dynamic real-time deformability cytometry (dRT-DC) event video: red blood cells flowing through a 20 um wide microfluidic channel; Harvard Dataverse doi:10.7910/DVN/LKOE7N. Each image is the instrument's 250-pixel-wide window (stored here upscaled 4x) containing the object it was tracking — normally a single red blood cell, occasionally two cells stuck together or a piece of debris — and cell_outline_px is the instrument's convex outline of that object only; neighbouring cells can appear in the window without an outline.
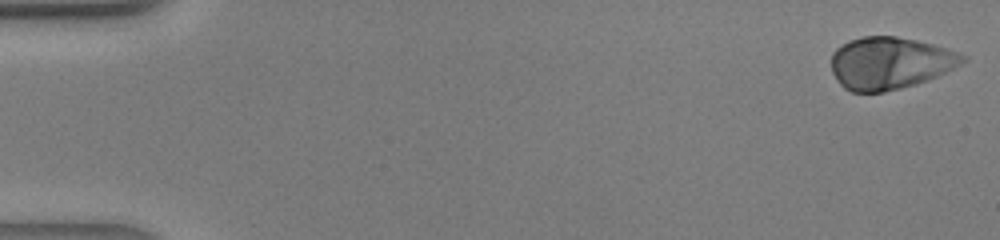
{"species": "human", "species_latin": "Homo sapiens", "temperature_condition": "warm", "stored_images_in_passage": 42, "camera_frame_rate_fps": 3000, "um_per_image_px": 0.085, "donor": {"sex": "male"}, "frame": {"image": 1, "passage_image": 1, "time_ms": 0.0, "image_size_px": [1000, 240], "cell_outline_px": [[968, 60], [936, 76], [916, 84], [884, 92], [852, 92], [844, 88], [836, 80], [832, 72], [832, 52], [836, 48], [848, 40], [864, 36], [896, 36], [916, 40], [932, 44], [968, 56]], "centroid_in_image_um": [75.61, 5.36], "position_along_channel_um": 9.4, "area_um2": 39.82}}
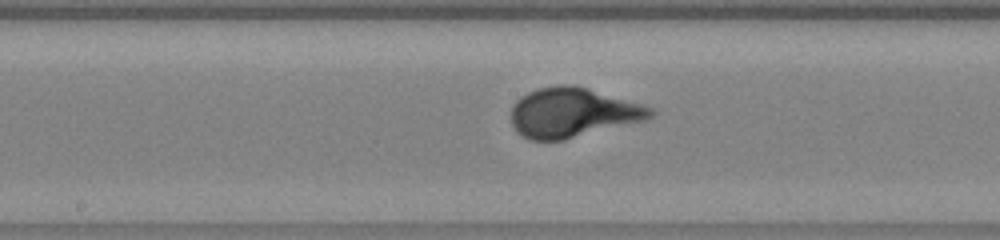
{"frame": {"image": 2, "passage_image": 22, "time_ms": 7.0, "image_size_px": [1000, 240], "cell_outline_px": [[656, 112], [652, 116], [644, 120], [564, 140], [528, 140], [516, 132], [512, 124], [512, 108], [516, 100], [520, 96], [528, 92], [540, 88], [556, 84], [572, 84], [588, 88], [640, 104], [652, 108]], "centroid_in_image_um": [48.63, 9.57], "position_along_channel_um": 199.6, "area_um2": 40.06}}
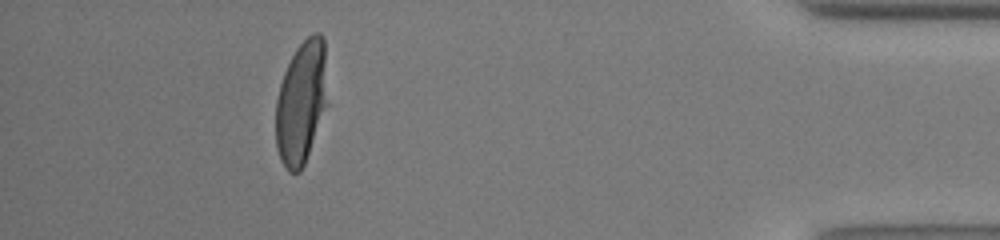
{"frame": {"image": 3, "passage_image": 38, "time_ms": 12.333, "image_size_px": [1000, 240], "cell_outline_px": [[324, 104], [304, 164], [300, 172], [288, 172], [280, 160], [276, 148], [276, 100], [280, 84], [284, 72], [296, 48], [312, 32], [320, 32], [324, 36]], "centroid_in_image_um": [25.53, 8.69], "position_along_channel_um": 409.7, "area_um2": 35.6}}